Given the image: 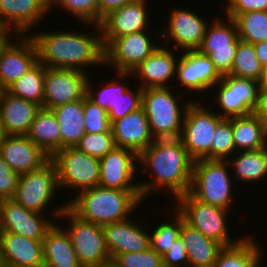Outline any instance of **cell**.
<instances>
[{
	"label": "cell",
	"mask_w": 267,
	"mask_h": 267,
	"mask_svg": "<svg viewBox=\"0 0 267 267\" xmlns=\"http://www.w3.org/2000/svg\"><path fill=\"white\" fill-rule=\"evenodd\" d=\"M193 163L180 138L154 140L138 155L139 176L146 174L151 177L149 181L144 177V181H138L143 203L158 190L172 195V202L189 192Z\"/></svg>",
	"instance_id": "6da1fadb"
},
{
	"label": "cell",
	"mask_w": 267,
	"mask_h": 267,
	"mask_svg": "<svg viewBox=\"0 0 267 267\" xmlns=\"http://www.w3.org/2000/svg\"><path fill=\"white\" fill-rule=\"evenodd\" d=\"M81 24L93 26V32L83 33L81 29L75 30L76 28L50 32L37 28L28 34L35 43L38 61L47 68L76 69L86 73L89 66H104L100 26L94 23Z\"/></svg>",
	"instance_id": "7a4b0ae2"
},
{
	"label": "cell",
	"mask_w": 267,
	"mask_h": 267,
	"mask_svg": "<svg viewBox=\"0 0 267 267\" xmlns=\"http://www.w3.org/2000/svg\"><path fill=\"white\" fill-rule=\"evenodd\" d=\"M66 202L80 219L101 226L135 218L132 215L143 204L140 190H119L99 185L79 192Z\"/></svg>",
	"instance_id": "3957f363"
},
{
	"label": "cell",
	"mask_w": 267,
	"mask_h": 267,
	"mask_svg": "<svg viewBox=\"0 0 267 267\" xmlns=\"http://www.w3.org/2000/svg\"><path fill=\"white\" fill-rule=\"evenodd\" d=\"M173 89L175 90L174 87L143 89L142 107L155 140L180 138L186 109L196 99L192 96L183 102L185 94L179 91L177 95ZM180 103H184L183 106Z\"/></svg>",
	"instance_id": "277c9868"
},
{
	"label": "cell",
	"mask_w": 267,
	"mask_h": 267,
	"mask_svg": "<svg viewBox=\"0 0 267 267\" xmlns=\"http://www.w3.org/2000/svg\"><path fill=\"white\" fill-rule=\"evenodd\" d=\"M229 170L231 171V167L227 160H195L189 193L202 203L230 211L236 204L234 191H240L236 188V182Z\"/></svg>",
	"instance_id": "5b68a950"
},
{
	"label": "cell",
	"mask_w": 267,
	"mask_h": 267,
	"mask_svg": "<svg viewBox=\"0 0 267 267\" xmlns=\"http://www.w3.org/2000/svg\"><path fill=\"white\" fill-rule=\"evenodd\" d=\"M52 208L50 215L61 222L66 220L64 228L69 233L73 249L83 267H95L111 260L106 247L101 225L80 219L68 207L67 202Z\"/></svg>",
	"instance_id": "8992f818"
},
{
	"label": "cell",
	"mask_w": 267,
	"mask_h": 267,
	"mask_svg": "<svg viewBox=\"0 0 267 267\" xmlns=\"http://www.w3.org/2000/svg\"><path fill=\"white\" fill-rule=\"evenodd\" d=\"M175 201L174 205L176 206H171L175 207L186 223L199 230L206 237L218 241L224 247L233 246L242 239L241 236L239 239L231 237L233 236L229 230L231 225L227 224L229 221L227 219L233 212L232 210L202 203L189 192L178 197Z\"/></svg>",
	"instance_id": "52a82bcc"
},
{
	"label": "cell",
	"mask_w": 267,
	"mask_h": 267,
	"mask_svg": "<svg viewBox=\"0 0 267 267\" xmlns=\"http://www.w3.org/2000/svg\"><path fill=\"white\" fill-rule=\"evenodd\" d=\"M115 78L106 80L96 88L92 79L88 78L86 96L108 112L111 124L128 113L142 107L143 89L138 85L133 88L126 83V78L134 79L132 73L114 72ZM124 80V81H123ZM93 82V84L91 83ZM126 84H124V83Z\"/></svg>",
	"instance_id": "ba28073f"
},
{
	"label": "cell",
	"mask_w": 267,
	"mask_h": 267,
	"mask_svg": "<svg viewBox=\"0 0 267 267\" xmlns=\"http://www.w3.org/2000/svg\"><path fill=\"white\" fill-rule=\"evenodd\" d=\"M50 160L56 167L59 190L72 189L75 196L81 191L99 185V158L90 156L76 147H65L55 152Z\"/></svg>",
	"instance_id": "9c48e42d"
},
{
	"label": "cell",
	"mask_w": 267,
	"mask_h": 267,
	"mask_svg": "<svg viewBox=\"0 0 267 267\" xmlns=\"http://www.w3.org/2000/svg\"><path fill=\"white\" fill-rule=\"evenodd\" d=\"M202 97L201 95L199 100L192 101L187 107L180 136L184 148L194 161L199 159L211 160V143L214 131L224 119L215 112L213 105L206 108L207 106L201 103L203 102Z\"/></svg>",
	"instance_id": "30bf717a"
},
{
	"label": "cell",
	"mask_w": 267,
	"mask_h": 267,
	"mask_svg": "<svg viewBox=\"0 0 267 267\" xmlns=\"http://www.w3.org/2000/svg\"><path fill=\"white\" fill-rule=\"evenodd\" d=\"M200 15L195 9L192 10L189 7H174L168 15V22L164 21L166 26L161 28L163 26L160 24V27L156 28L157 31L153 29V32L159 38L158 43L162 42V45H169V48L173 46V49L177 50V52L198 50L209 24V19H205L204 16ZM160 38H163L161 39L163 41L160 42Z\"/></svg>",
	"instance_id": "8fae6325"
},
{
	"label": "cell",
	"mask_w": 267,
	"mask_h": 267,
	"mask_svg": "<svg viewBox=\"0 0 267 267\" xmlns=\"http://www.w3.org/2000/svg\"><path fill=\"white\" fill-rule=\"evenodd\" d=\"M213 102L223 118L247 116L254 113L258 104L260 84L258 81L232 75H224L215 85ZM221 109V110H220Z\"/></svg>",
	"instance_id": "7c38bea8"
},
{
	"label": "cell",
	"mask_w": 267,
	"mask_h": 267,
	"mask_svg": "<svg viewBox=\"0 0 267 267\" xmlns=\"http://www.w3.org/2000/svg\"><path fill=\"white\" fill-rule=\"evenodd\" d=\"M59 190L55 164L49 160L40 169L20 174L14 200L28 210L45 214ZM50 204V205H48ZM46 211V212H45Z\"/></svg>",
	"instance_id": "4fadbf2b"
},
{
	"label": "cell",
	"mask_w": 267,
	"mask_h": 267,
	"mask_svg": "<svg viewBox=\"0 0 267 267\" xmlns=\"http://www.w3.org/2000/svg\"><path fill=\"white\" fill-rule=\"evenodd\" d=\"M151 35L157 38L151 30L114 38L104 48V66H111L112 72L131 73L160 46Z\"/></svg>",
	"instance_id": "5bb4252c"
},
{
	"label": "cell",
	"mask_w": 267,
	"mask_h": 267,
	"mask_svg": "<svg viewBox=\"0 0 267 267\" xmlns=\"http://www.w3.org/2000/svg\"><path fill=\"white\" fill-rule=\"evenodd\" d=\"M222 19L214 16L212 22L209 20L202 44L198 50L202 54L208 55L217 71L224 76L228 75L232 69L240 39L234 19L228 16H223Z\"/></svg>",
	"instance_id": "9a60e30c"
},
{
	"label": "cell",
	"mask_w": 267,
	"mask_h": 267,
	"mask_svg": "<svg viewBox=\"0 0 267 267\" xmlns=\"http://www.w3.org/2000/svg\"><path fill=\"white\" fill-rule=\"evenodd\" d=\"M223 76L217 71L214 63L208 55L199 50H188L180 52L176 66V82L174 88L180 86L184 93L209 94L214 91L215 85ZM213 88V89H212ZM212 89V90H211ZM209 92V93H208Z\"/></svg>",
	"instance_id": "2e32d148"
},
{
	"label": "cell",
	"mask_w": 267,
	"mask_h": 267,
	"mask_svg": "<svg viewBox=\"0 0 267 267\" xmlns=\"http://www.w3.org/2000/svg\"><path fill=\"white\" fill-rule=\"evenodd\" d=\"M88 73L76 69L46 68L43 108L79 101L86 97Z\"/></svg>",
	"instance_id": "e0dca14e"
},
{
	"label": "cell",
	"mask_w": 267,
	"mask_h": 267,
	"mask_svg": "<svg viewBox=\"0 0 267 267\" xmlns=\"http://www.w3.org/2000/svg\"><path fill=\"white\" fill-rule=\"evenodd\" d=\"M99 186L119 190H140L138 154L131 149L115 147L99 159ZM138 176V177H137Z\"/></svg>",
	"instance_id": "ac0fdd59"
},
{
	"label": "cell",
	"mask_w": 267,
	"mask_h": 267,
	"mask_svg": "<svg viewBox=\"0 0 267 267\" xmlns=\"http://www.w3.org/2000/svg\"><path fill=\"white\" fill-rule=\"evenodd\" d=\"M149 0H135L121 8L110 11L101 23V37L105 48L114 38L150 30ZM149 28V29H148Z\"/></svg>",
	"instance_id": "d6986e66"
},
{
	"label": "cell",
	"mask_w": 267,
	"mask_h": 267,
	"mask_svg": "<svg viewBox=\"0 0 267 267\" xmlns=\"http://www.w3.org/2000/svg\"><path fill=\"white\" fill-rule=\"evenodd\" d=\"M37 62V49L32 38L29 35L12 37L0 52V91L9 88Z\"/></svg>",
	"instance_id": "ffe728a7"
},
{
	"label": "cell",
	"mask_w": 267,
	"mask_h": 267,
	"mask_svg": "<svg viewBox=\"0 0 267 267\" xmlns=\"http://www.w3.org/2000/svg\"><path fill=\"white\" fill-rule=\"evenodd\" d=\"M49 214H42L23 207L14 199L0 201V232H13L29 239L43 240L56 222Z\"/></svg>",
	"instance_id": "44dd1931"
},
{
	"label": "cell",
	"mask_w": 267,
	"mask_h": 267,
	"mask_svg": "<svg viewBox=\"0 0 267 267\" xmlns=\"http://www.w3.org/2000/svg\"><path fill=\"white\" fill-rule=\"evenodd\" d=\"M47 14L50 0H0V27L15 35L32 33Z\"/></svg>",
	"instance_id": "7402d4cb"
},
{
	"label": "cell",
	"mask_w": 267,
	"mask_h": 267,
	"mask_svg": "<svg viewBox=\"0 0 267 267\" xmlns=\"http://www.w3.org/2000/svg\"><path fill=\"white\" fill-rule=\"evenodd\" d=\"M143 219L145 218H128L102 226L111 259L117 254L141 252L150 247L149 229L145 230L147 223ZM143 222L145 226H142Z\"/></svg>",
	"instance_id": "603a6c76"
},
{
	"label": "cell",
	"mask_w": 267,
	"mask_h": 267,
	"mask_svg": "<svg viewBox=\"0 0 267 267\" xmlns=\"http://www.w3.org/2000/svg\"><path fill=\"white\" fill-rule=\"evenodd\" d=\"M176 51L160 43V46L131 72L133 77L139 78L138 86L142 89L173 87L180 56V52ZM176 53L179 54L178 57Z\"/></svg>",
	"instance_id": "cb8c5ba5"
},
{
	"label": "cell",
	"mask_w": 267,
	"mask_h": 267,
	"mask_svg": "<svg viewBox=\"0 0 267 267\" xmlns=\"http://www.w3.org/2000/svg\"><path fill=\"white\" fill-rule=\"evenodd\" d=\"M0 155L12 171L18 174L38 170L50 160L26 135H3Z\"/></svg>",
	"instance_id": "d4e9b609"
},
{
	"label": "cell",
	"mask_w": 267,
	"mask_h": 267,
	"mask_svg": "<svg viewBox=\"0 0 267 267\" xmlns=\"http://www.w3.org/2000/svg\"><path fill=\"white\" fill-rule=\"evenodd\" d=\"M116 147L128 148L138 155L154 142L143 107L112 123Z\"/></svg>",
	"instance_id": "484cf974"
},
{
	"label": "cell",
	"mask_w": 267,
	"mask_h": 267,
	"mask_svg": "<svg viewBox=\"0 0 267 267\" xmlns=\"http://www.w3.org/2000/svg\"><path fill=\"white\" fill-rule=\"evenodd\" d=\"M41 106L0 91V126L3 135H26Z\"/></svg>",
	"instance_id": "4316f807"
},
{
	"label": "cell",
	"mask_w": 267,
	"mask_h": 267,
	"mask_svg": "<svg viewBox=\"0 0 267 267\" xmlns=\"http://www.w3.org/2000/svg\"><path fill=\"white\" fill-rule=\"evenodd\" d=\"M42 241L13 232H0L1 259L18 267H44Z\"/></svg>",
	"instance_id": "83f0119b"
},
{
	"label": "cell",
	"mask_w": 267,
	"mask_h": 267,
	"mask_svg": "<svg viewBox=\"0 0 267 267\" xmlns=\"http://www.w3.org/2000/svg\"><path fill=\"white\" fill-rule=\"evenodd\" d=\"M60 223L55 222L43 238L44 267H83L69 233Z\"/></svg>",
	"instance_id": "f1b7e54d"
},
{
	"label": "cell",
	"mask_w": 267,
	"mask_h": 267,
	"mask_svg": "<svg viewBox=\"0 0 267 267\" xmlns=\"http://www.w3.org/2000/svg\"><path fill=\"white\" fill-rule=\"evenodd\" d=\"M180 238L187 252L189 267H212L224 246L216 240L206 237L190 226L182 217Z\"/></svg>",
	"instance_id": "f546056e"
},
{
	"label": "cell",
	"mask_w": 267,
	"mask_h": 267,
	"mask_svg": "<svg viewBox=\"0 0 267 267\" xmlns=\"http://www.w3.org/2000/svg\"><path fill=\"white\" fill-rule=\"evenodd\" d=\"M256 238L255 234L248 233L237 244L224 247L212 267H262L266 253Z\"/></svg>",
	"instance_id": "4dcf8cb0"
},
{
	"label": "cell",
	"mask_w": 267,
	"mask_h": 267,
	"mask_svg": "<svg viewBox=\"0 0 267 267\" xmlns=\"http://www.w3.org/2000/svg\"><path fill=\"white\" fill-rule=\"evenodd\" d=\"M233 179L238 183L263 184L267 180V147L235 152L228 160ZM235 176V177H234ZM258 181V182H257Z\"/></svg>",
	"instance_id": "1f68e13d"
},
{
	"label": "cell",
	"mask_w": 267,
	"mask_h": 267,
	"mask_svg": "<svg viewBox=\"0 0 267 267\" xmlns=\"http://www.w3.org/2000/svg\"><path fill=\"white\" fill-rule=\"evenodd\" d=\"M60 126V149L75 147L85 135L84 98L52 109Z\"/></svg>",
	"instance_id": "d6a6232c"
},
{
	"label": "cell",
	"mask_w": 267,
	"mask_h": 267,
	"mask_svg": "<svg viewBox=\"0 0 267 267\" xmlns=\"http://www.w3.org/2000/svg\"><path fill=\"white\" fill-rule=\"evenodd\" d=\"M232 135L236 152L267 147V126L254 113L232 117Z\"/></svg>",
	"instance_id": "836d02e7"
},
{
	"label": "cell",
	"mask_w": 267,
	"mask_h": 267,
	"mask_svg": "<svg viewBox=\"0 0 267 267\" xmlns=\"http://www.w3.org/2000/svg\"><path fill=\"white\" fill-rule=\"evenodd\" d=\"M26 136L49 157L60 150V126L55 113L41 107Z\"/></svg>",
	"instance_id": "e575fe53"
},
{
	"label": "cell",
	"mask_w": 267,
	"mask_h": 267,
	"mask_svg": "<svg viewBox=\"0 0 267 267\" xmlns=\"http://www.w3.org/2000/svg\"><path fill=\"white\" fill-rule=\"evenodd\" d=\"M46 66L39 61L6 91L13 96L35 102L43 108Z\"/></svg>",
	"instance_id": "d590c367"
},
{
	"label": "cell",
	"mask_w": 267,
	"mask_h": 267,
	"mask_svg": "<svg viewBox=\"0 0 267 267\" xmlns=\"http://www.w3.org/2000/svg\"><path fill=\"white\" fill-rule=\"evenodd\" d=\"M234 21L241 41L252 44L267 41V11L240 13Z\"/></svg>",
	"instance_id": "8d00e7d4"
},
{
	"label": "cell",
	"mask_w": 267,
	"mask_h": 267,
	"mask_svg": "<svg viewBox=\"0 0 267 267\" xmlns=\"http://www.w3.org/2000/svg\"><path fill=\"white\" fill-rule=\"evenodd\" d=\"M171 208L174 211V215L171 213L173 219L165 222L162 220V223L159 222L149 231L150 248L160 255L167 253L180 236L182 216L175 208Z\"/></svg>",
	"instance_id": "74e56055"
},
{
	"label": "cell",
	"mask_w": 267,
	"mask_h": 267,
	"mask_svg": "<svg viewBox=\"0 0 267 267\" xmlns=\"http://www.w3.org/2000/svg\"><path fill=\"white\" fill-rule=\"evenodd\" d=\"M262 65L256 55L254 44L239 41L232 69L228 75L259 81Z\"/></svg>",
	"instance_id": "f35d334b"
},
{
	"label": "cell",
	"mask_w": 267,
	"mask_h": 267,
	"mask_svg": "<svg viewBox=\"0 0 267 267\" xmlns=\"http://www.w3.org/2000/svg\"><path fill=\"white\" fill-rule=\"evenodd\" d=\"M62 8L69 12L71 17H75L81 23H94L99 25V5L98 0H50V12Z\"/></svg>",
	"instance_id": "ab89813d"
},
{
	"label": "cell",
	"mask_w": 267,
	"mask_h": 267,
	"mask_svg": "<svg viewBox=\"0 0 267 267\" xmlns=\"http://www.w3.org/2000/svg\"><path fill=\"white\" fill-rule=\"evenodd\" d=\"M235 152L232 117L224 118L214 131L211 143V160H228Z\"/></svg>",
	"instance_id": "60d3db41"
},
{
	"label": "cell",
	"mask_w": 267,
	"mask_h": 267,
	"mask_svg": "<svg viewBox=\"0 0 267 267\" xmlns=\"http://www.w3.org/2000/svg\"><path fill=\"white\" fill-rule=\"evenodd\" d=\"M75 147L100 159L113 150L116 145L113 133H85Z\"/></svg>",
	"instance_id": "b9f144b4"
},
{
	"label": "cell",
	"mask_w": 267,
	"mask_h": 267,
	"mask_svg": "<svg viewBox=\"0 0 267 267\" xmlns=\"http://www.w3.org/2000/svg\"><path fill=\"white\" fill-rule=\"evenodd\" d=\"M85 133H112L108 112L87 96L84 98Z\"/></svg>",
	"instance_id": "7bdbcfd3"
},
{
	"label": "cell",
	"mask_w": 267,
	"mask_h": 267,
	"mask_svg": "<svg viewBox=\"0 0 267 267\" xmlns=\"http://www.w3.org/2000/svg\"><path fill=\"white\" fill-rule=\"evenodd\" d=\"M112 260L118 267H164L162 255L150 247L141 252L117 254Z\"/></svg>",
	"instance_id": "ee69618b"
},
{
	"label": "cell",
	"mask_w": 267,
	"mask_h": 267,
	"mask_svg": "<svg viewBox=\"0 0 267 267\" xmlns=\"http://www.w3.org/2000/svg\"><path fill=\"white\" fill-rule=\"evenodd\" d=\"M20 174L12 171L0 155V201L13 199Z\"/></svg>",
	"instance_id": "f6af8a7d"
},
{
	"label": "cell",
	"mask_w": 267,
	"mask_h": 267,
	"mask_svg": "<svg viewBox=\"0 0 267 267\" xmlns=\"http://www.w3.org/2000/svg\"><path fill=\"white\" fill-rule=\"evenodd\" d=\"M224 14L235 18L240 13L251 11H267V0H226Z\"/></svg>",
	"instance_id": "bcb514c9"
},
{
	"label": "cell",
	"mask_w": 267,
	"mask_h": 267,
	"mask_svg": "<svg viewBox=\"0 0 267 267\" xmlns=\"http://www.w3.org/2000/svg\"><path fill=\"white\" fill-rule=\"evenodd\" d=\"M162 259L164 267H189L185 245L180 236L171 249L162 255Z\"/></svg>",
	"instance_id": "7dc6e473"
},
{
	"label": "cell",
	"mask_w": 267,
	"mask_h": 267,
	"mask_svg": "<svg viewBox=\"0 0 267 267\" xmlns=\"http://www.w3.org/2000/svg\"><path fill=\"white\" fill-rule=\"evenodd\" d=\"M135 0H98L99 5V24L101 23L102 18L107 15L110 11L122 6L132 3Z\"/></svg>",
	"instance_id": "c3c4849f"
},
{
	"label": "cell",
	"mask_w": 267,
	"mask_h": 267,
	"mask_svg": "<svg viewBox=\"0 0 267 267\" xmlns=\"http://www.w3.org/2000/svg\"><path fill=\"white\" fill-rule=\"evenodd\" d=\"M254 114L267 126V88H260L258 104L254 110Z\"/></svg>",
	"instance_id": "681fc988"
},
{
	"label": "cell",
	"mask_w": 267,
	"mask_h": 267,
	"mask_svg": "<svg viewBox=\"0 0 267 267\" xmlns=\"http://www.w3.org/2000/svg\"><path fill=\"white\" fill-rule=\"evenodd\" d=\"M256 55L262 66L267 64V41L254 44Z\"/></svg>",
	"instance_id": "f907efd6"
},
{
	"label": "cell",
	"mask_w": 267,
	"mask_h": 267,
	"mask_svg": "<svg viewBox=\"0 0 267 267\" xmlns=\"http://www.w3.org/2000/svg\"><path fill=\"white\" fill-rule=\"evenodd\" d=\"M15 34L9 31L2 30L0 32V52L3 48V46L12 38Z\"/></svg>",
	"instance_id": "816d5d0a"
},
{
	"label": "cell",
	"mask_w": 267,
	"mask_h": 267,
	"mask_svg": "<svg viewBox=\"0 0 267 267\" xmlns=\"http://www.w3.org/2000/svg\"><path fill=\"white\" fill-rule=\"evenodd\" d=\"M258 82L260 88H267V64L262 66V73Z\"/></svg>",
	"instance_id": "f5cc1de1"
},
{
	"label": "cell",
	"mask_w": 267,
	"mask_h": 267,
	"mask_svg": "<svg viewBox=\"0 0 267 267\" xmlns=\"http://www.w3.org/2000/svg\"><path fill=\"white\" fill-rule=\"evenodd\" d=\"M95 267H118V266L111 259V260L104 262L103 264H100V265L95 266Z\"/></svg>",
	"instance_id": "db71d44e"
},
{
	"label": "cell",
	"mask_w": 267,
	"mask_h": 267,
	"mask_svg": "<svg viewBox=\"0 0 267 267\" xmlns=\"http://www.w3.org/2000/svg\"><path fill=\"white\" fill-rule=\"evenodd\" d=\"M1 267H18V266H15V265H12V264H8V263H5L3 262Z\"/></svg>",
	"instance_id": "11a10c76"
},
{
	"label": "cell",
	"mask_w": 267,
	"mask_h": 267,
	"mask_svg": "<svg viewBox=\"0 0 267 267\" xmlns=\"http://www.w3.org/2000/svg\"><path fill=\"white\" fill-rule=\"evenodd\" d=\"M2 136H3V133H2V130H1V126H0V142H1Z\"/></svg>",
	"instance_id": "9f6ffc18"
},
{
	"label": "cell",
	"mask_w": 267,
	"mask_h": 267,
	"mask_svg": "<svg viewBox=\"0 0 267 267\" xmlns=\"http://www.w3.org/2000/svg\"><path fill=\"white\" fill-rule=\"evenodd\" d=\"M2 263H3V260L1 259V256H0V267H1Z\"/></svg>",
	"instance_id": "6f0895ef"
}]
</instances>
